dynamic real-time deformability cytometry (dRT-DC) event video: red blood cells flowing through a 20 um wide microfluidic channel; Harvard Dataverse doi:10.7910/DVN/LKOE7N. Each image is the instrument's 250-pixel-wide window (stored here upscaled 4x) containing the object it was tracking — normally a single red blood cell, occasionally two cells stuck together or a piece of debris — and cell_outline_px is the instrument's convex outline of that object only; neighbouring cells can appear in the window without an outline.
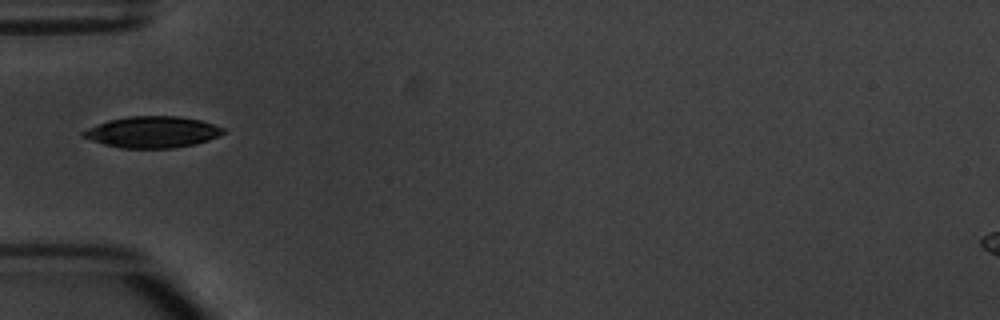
{"species": "common noctule bat (a hibernating species)", "species_latin": "Nyctalus noctula", "temperature_condition": "warm", "stored_images_in_passage": 1, "camera_frame_rate_fps": 3000, "um_per_image_px": 0.085, "animal": {"sex": "male", "body_mass_g": 20.1, "forearm_length_mm": 53.5}, "frame": {"image": 1, "passage_image": 1, "time_ms": 0.0, "image_size_px": [1000, 320], "cell_outline_px": [[224, 132], [208, 140], [192, 144], [172, 148], [120, 148], [104, 144], [80, 136], [80, 132], [88, 128], [108, 120], [128, 116], [176, 116], [200, 120], [224, 128]], "centroid_in_image_um": [12.9, 11.22], "position_along_channel_um": 72.1, "area_um2": 25.32}}